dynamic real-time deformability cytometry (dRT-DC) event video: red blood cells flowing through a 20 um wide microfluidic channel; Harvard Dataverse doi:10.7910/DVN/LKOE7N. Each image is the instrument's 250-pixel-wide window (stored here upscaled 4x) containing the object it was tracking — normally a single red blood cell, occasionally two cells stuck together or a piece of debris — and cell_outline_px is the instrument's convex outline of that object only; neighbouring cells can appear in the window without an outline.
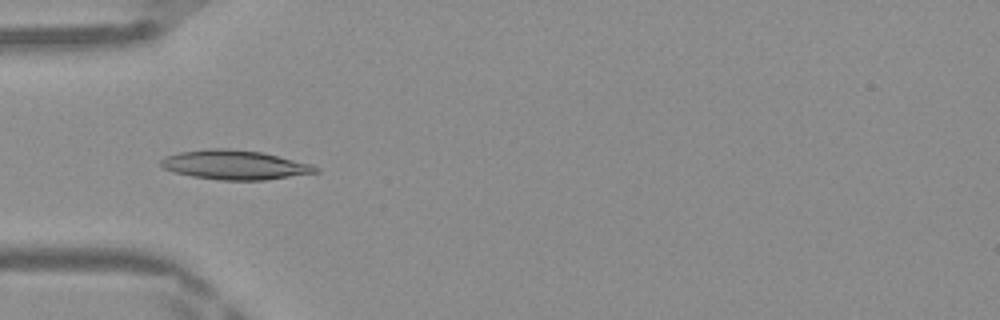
{"species": "Egyptian fruit bat (a non-hibernating species)", "species_latin": "Rousettus aegyptiacus", "temperature_condition": "warm", "stored_images_in_passage": 47, "camera_frame_rate_fps": 3000, "um_per_image_px": 0.085, "frame": {"image": 1, "passage_image": 14, "time_ms": 4.333, "image_size_px": [1000, 320], "cell_outline_px": [[320, 172], [264, 180], [220, 180], [192, 176], [176, 172], [164, 168], [160, 164], [160, 160], [164, 156], [180, 152], [208, 148], [228, 148], [260, 152], [312, 164], [320, 168]], "centroid_in_image_um": [19.96, 14.01], "position_along_channel_um": 65.0, "area_um2": 26.36}}
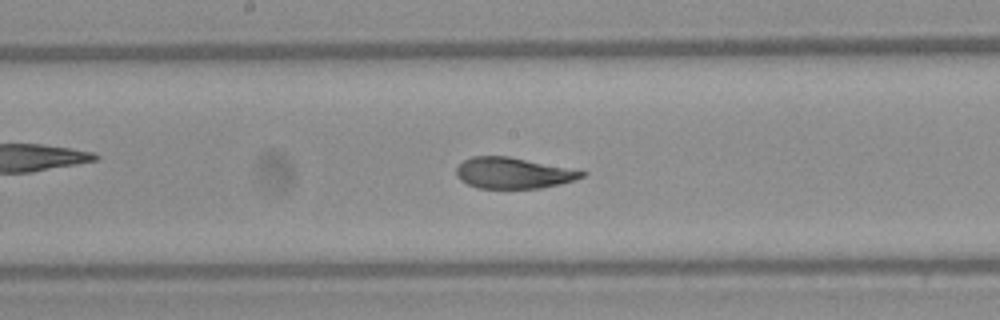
{"frame": {"image": 2, "passage_image": 24, "time_ms": 7.667, "image_size_px": [1000, 320], "cell_outline_px": [[588, 172], [584, 176], [560, 184], [540, 188], [476, 188], [460, 180], [456, 176], [456, 168], [464, 160], [472, 156], [508, 156]], "centroid_in_image_um": [43.58, 14.71], "position_along_channel_um": 204.6, "area_um2": 22.48}}
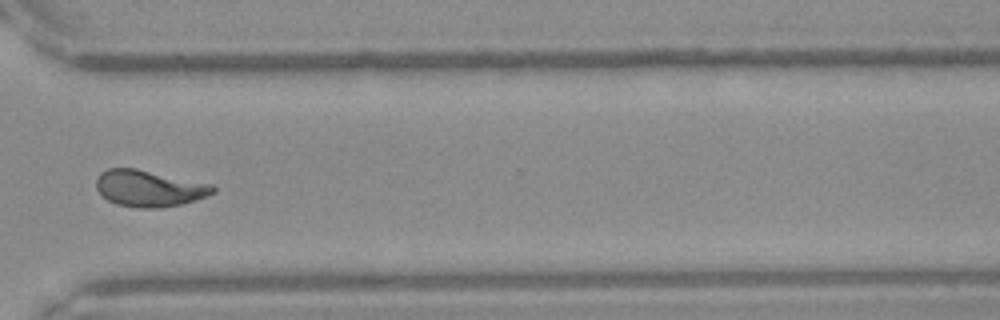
{"frame": {"image": 3, "passage_image": 35, "time_ms": 11.333, "image_size_px": [1000, 320], "cell_outline_px": [[216, 192], [196, 200], [180, 204], [160, 208], [136, 208], [116, 204], [108, 200], [96, 188], [96, 180], [100, 172], [108, 168], [136, 168], [212, 184], [216, 188]], "centroid_in_image_um": [12.68, 16.01], "position_along_channel_um": 357.9, "area_um2": 24.85}, "authors_computed_cell_mechanics": {"area_um2": 24.0448, "velocity_mm_per_s": 4.1877, "shape_relaxation_time_tau1_ms": 4.917, "shape_relaxation_time_tau2_ms": 1.0551, "deformation_change_tau1": 0.1879, "deformation_change_tau2": 0.0654}}